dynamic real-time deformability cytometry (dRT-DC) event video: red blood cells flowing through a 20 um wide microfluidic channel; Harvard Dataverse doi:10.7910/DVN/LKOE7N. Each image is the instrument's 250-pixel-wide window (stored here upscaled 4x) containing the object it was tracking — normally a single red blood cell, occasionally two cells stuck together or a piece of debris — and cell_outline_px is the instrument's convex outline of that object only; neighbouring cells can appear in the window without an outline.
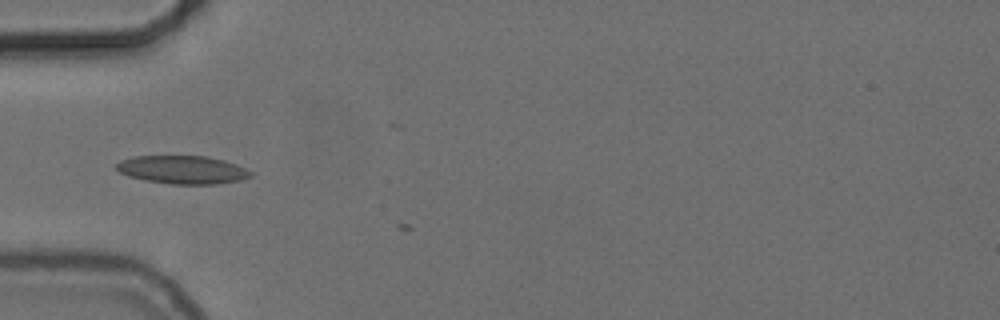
{"species": "common noctule bat (a hibernating species)", "species_latin": "Nyctalus noctula", "temperature_condition": "cold", "stored_images_in_passage": 3, "camera_frame_rate_fps": 3000, "um_per_image_px": 0.085, "animal": {"sex": "female", "body_mass_g": 24.6, "forearm_length_mm": 56.2}, "frame": {"image": 1, "passage_image": 1, "time_ms": 0.0, "image_size_px": [1000, 320], "cell_outline_px": [[252, 176], [240, 180], [216, 184], [172, 184], [144, 180], [128, 176], [120, 172], [116, 168], [116, 164], [120, 160], [132, 156], [208, 156], [224, 160], [236, 164], [252, 172]], "centroid_in_image_um": [15.5, 14.42], "position_along_channel_um": 69.5, "area_um2": 22.08}}